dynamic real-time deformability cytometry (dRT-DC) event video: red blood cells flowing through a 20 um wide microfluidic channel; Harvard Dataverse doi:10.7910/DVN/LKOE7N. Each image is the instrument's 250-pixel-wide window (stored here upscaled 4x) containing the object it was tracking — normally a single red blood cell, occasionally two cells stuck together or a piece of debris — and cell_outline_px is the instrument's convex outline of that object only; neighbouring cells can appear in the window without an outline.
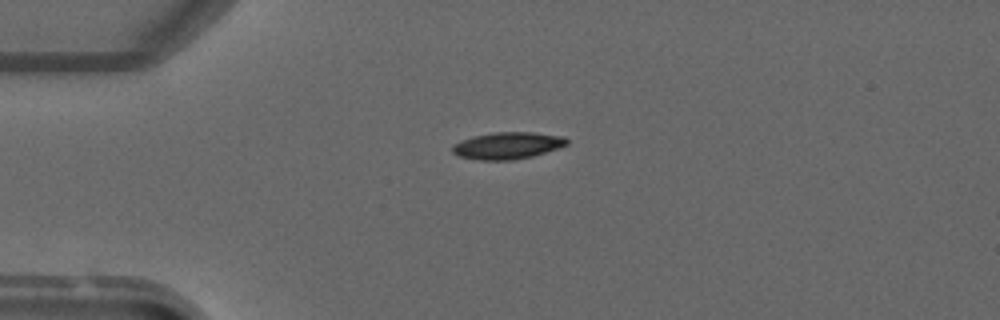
{"species": "common noctule bat (a hibernating species)", "species_latin": "Nyctalus noctula", "temperature_condition": "warm", "stored_images_in_passage": 2, "camera_frame_rate_fps": 3000, "um_per_image_px": 0.085, "animal": {"sex": "male", "forearm_length_mm": 52.5}, "frame": {"image": 1, "passage_image": 1, "time_ms": 0.0, "image_size_px": [1000, 320], "cell_outline_px": [[568, 144], [560, 148], [532, 156], [512, 160], [480, 160], [460, 156], [452, 152], [452, 144], [472, 136], [496, 132], [532, 132], [564, 136], [568, 140]], "centroid_in_image_um": [43.16, 12.37], "position_along_channel_um": 41.8, "area_um2": 17.98}}